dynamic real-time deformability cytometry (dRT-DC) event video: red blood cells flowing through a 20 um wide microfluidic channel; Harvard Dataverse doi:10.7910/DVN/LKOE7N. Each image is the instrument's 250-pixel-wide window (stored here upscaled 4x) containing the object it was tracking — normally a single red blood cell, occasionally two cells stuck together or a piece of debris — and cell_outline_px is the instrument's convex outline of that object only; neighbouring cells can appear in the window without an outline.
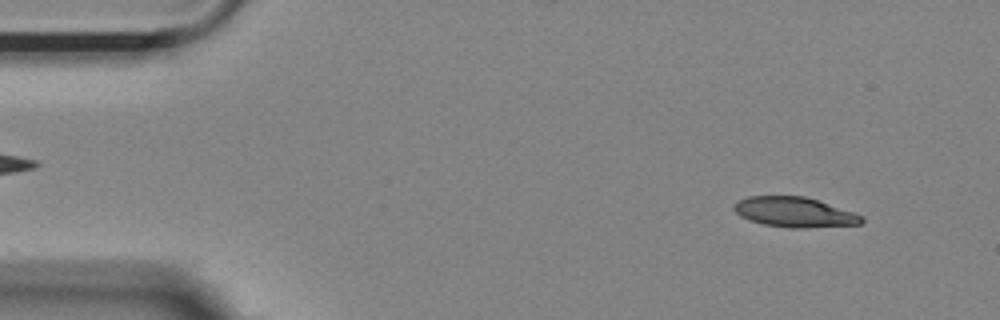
{"species": "Egyptian fruit bat (a non-hibernating species)", "species_latin": "Rousettus aegyptiacus", "temperature_condition": "room temperature", "stored_images_in_passage": 56, "camera_frame_rate_fps": 3000, "um_per_image_px": 0.085, "animal": {"sex": "female"}, "frame": {"image": 1, "passage_image": 5, "time_ms": 1.333, "image_size_px": [1000, 320], "cell_outline_px": [[864, 220], [860, 224], [804, 228], [792, 228], [764, 224], [748, 220], [740, 216], [732, 208], [740, 200], [748, 196], [804, 196], [864, 216]], "centroid_in_image_um": [67.52, 18.04], "position_along_channel_um": 17.5, "area_um2": 22.02}}
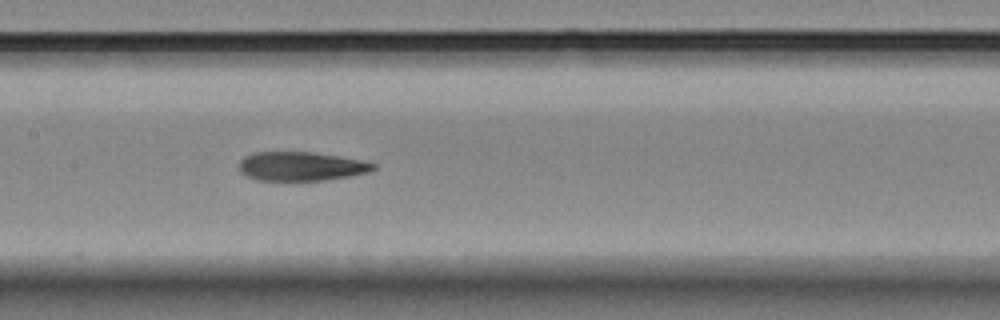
{"frame": {"image": 2, "passage_image": 26, "time_ms": 8.333, "image_size_px": [1000, 320], "cell_outline_px": [[376, 168], [368, 172], [352, 176], [324, 180], [256, 180], [240, 172], [240, 160], [244, 156], [252, 152], [312, 152], [360, 160], [376, 164]], "centroid_in_image_um": [25.58, 14.13], "position_along_channel_um": 181.8, "area_um2": 22.54}}
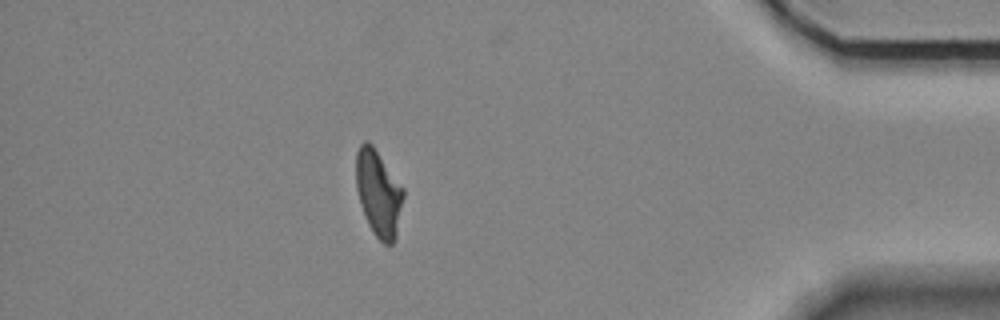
{"frame": {"image": 3, "passage_image": 48, "time_ms": 15.667, "image_size_px": [1000, 320], "cell_outline_px": [[404, 196], [396, 236], [392, 244], [384, 244], [372, 232], [368, 224], [360, 204], [356, 188], [356, 152], [360, 144], [364, 140], [368, 140], [372, 144], [404, 188]], "centroid_in_image_um": [32.16, 16.4], "position_along_channel_um": 403.0, "area_um2": 23.87}, "authors_computed_cell_mechanics": {"area_um2": 23.5535, "velocity_mm_per_s": 3.6094, "shape_relaxation_time_tau1_ms": 9.623, "shape_relaxation_time_tau2_ms": 3.5905, "deformation_change_tau1": 0.287, "deformation_change_tau2": 0.1273}}